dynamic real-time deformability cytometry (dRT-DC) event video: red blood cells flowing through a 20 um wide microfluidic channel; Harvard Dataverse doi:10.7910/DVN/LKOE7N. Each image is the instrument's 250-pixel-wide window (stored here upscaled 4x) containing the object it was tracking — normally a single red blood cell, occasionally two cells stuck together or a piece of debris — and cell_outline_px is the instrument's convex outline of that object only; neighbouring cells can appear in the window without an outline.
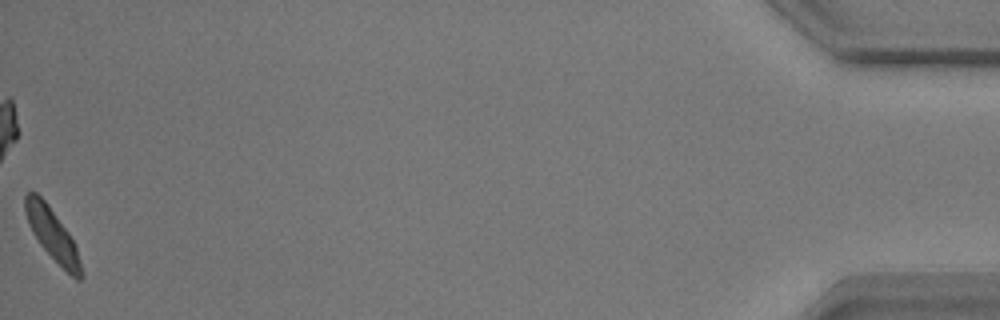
{"species": "common noctule bat (a hibernating species)", "species_latin": "Nyctalus noctula", "temperature_condition": "warm", "stored_images_in_passage": 39, "camera_frame_rate_fps": 3000, "um_per_image_px": 0.085, "animal": {"sex": "male", "body_mass_g": 17.9}, "frame": {"image": 1, "passage_image": 39, "time_ms": 12.667, "image_size_px": [1000, 320], "cell_outline_px": [[84, 276], [80, 280], [76, 280], [40, 244], [32, 232], [28, 224], [24, 212], [24, 196], [28, 192], [36, 192], [44, 200], [68, 232], [76, 248], [84, 272]], "centroid_in_image_um": [4.43, 19.92], "position_along_channel_um": 430.8, "area_um2": 16.53}, "authors_computed_cell_mechanics": {"area_um2": 17.34, "velocity_mm_per_s": 3.6633, "shape_relaxation_time_tau1_ms": 3.0293, "shape_relaxation_time_tau2_ms": 5.2637, "deformation_change_tau1": 0.1092, "deformation_change_tau2": 0.1215}}